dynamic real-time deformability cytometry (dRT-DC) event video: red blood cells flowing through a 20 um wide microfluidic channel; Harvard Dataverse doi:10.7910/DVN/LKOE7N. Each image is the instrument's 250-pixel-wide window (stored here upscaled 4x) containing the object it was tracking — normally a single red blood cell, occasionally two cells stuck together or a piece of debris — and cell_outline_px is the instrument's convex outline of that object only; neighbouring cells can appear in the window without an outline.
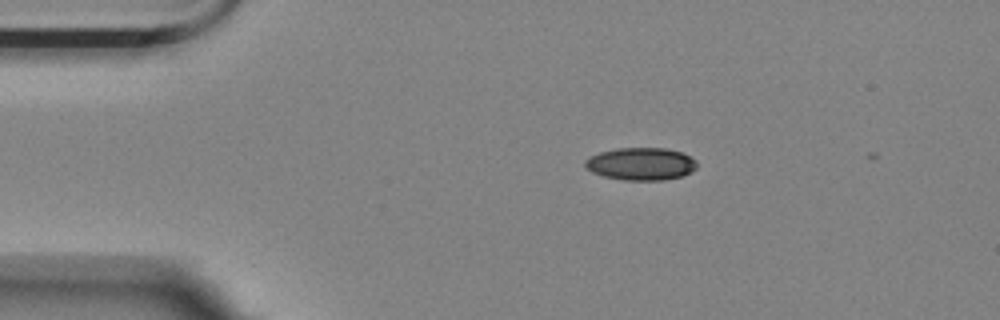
{"species": "Egyptian fruit bat (a non-hibernating species)", "species_latin": "Rousettus aegyptiacus", "temperature_condition": "room temperature", "stored_images_in_passage": 4, "camera_frame_rate_fps": 3000, "um_per_image_px": 0.085, "animal": {"sex": "female"}, "frame": {"image": 1, "passage_image": 3, "time_ms": 0.667, "image_size_px": [1000, 320], "cell_outline_px": [[696, 168], [692, 172], [680, 176], [664, 180], [624, 180], [604, 176], [592, 172], [584, 168], [584, 160], [600, 152], [616, 148], [664, 148], [680, 152], [696, 160]], "centroid_in_image_um": [54.45, 13.93], "position_along_channel_um": 30.5, "area_um2": 21.15}}